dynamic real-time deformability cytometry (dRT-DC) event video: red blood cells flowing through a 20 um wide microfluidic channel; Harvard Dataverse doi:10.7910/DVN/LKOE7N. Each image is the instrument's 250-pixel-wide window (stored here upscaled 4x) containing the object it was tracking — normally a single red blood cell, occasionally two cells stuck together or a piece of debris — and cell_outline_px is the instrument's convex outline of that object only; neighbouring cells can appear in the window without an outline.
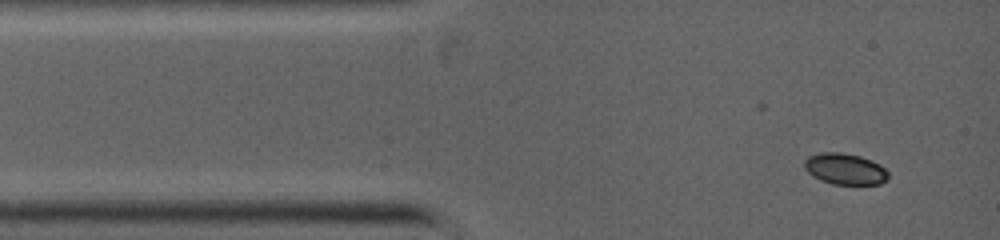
{"species": "common noctule bat (a hibernating species)", "species_latin": "Nyctalus noctula", "temperature_condition": "warm", "stored_images_in_passage": 5, "camera_frame_rate_fps": 5000, "um_per_image_px": 0.085, "animal": {"sex": "female", "body_mass_g": 19.0, "forearm_length_mm": 53.3}, "frame": {"image": 1, "passage_image": 1, "time_ms": 0.0, "image_size_px": [1000, 240], "cell_outline_px": [[888, 180], [880, 184], [832, 184], [820, 180], [812, 176], [804, 168], [804, 160], [808, 156], [820, 152], [840, 152], [860, 156], [872, 160], [880, 164], [888, 172]], "centroid_in_image_um": [71.82, 14.36], "position_along_channel_um": 13.2, "area_um2": 15.43}}
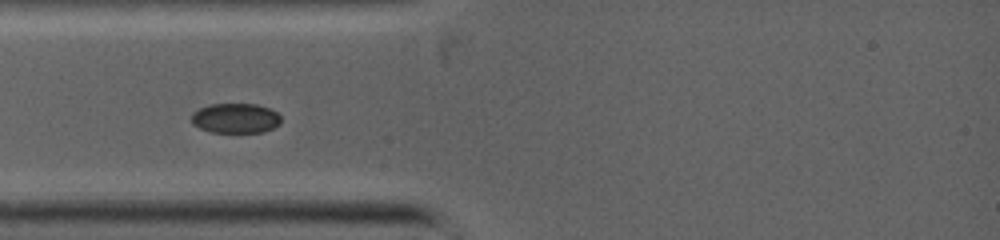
{"frame": {"image": 2, "passage_image": 4, "time_ms": 2.0, "image_size_px": [1000, 240], "cell_outline_px": [[280, 124], [264, 132], [212, 132], [200, 128], [192, 124], [192, 112], [208, 104], [256, 104], [268, 108], [276, 112], [280, 116]], "centroid_in_image_um": [20.0, 10.04], "position_along_channel_um": 65.0, "area_um2": 15.55}}